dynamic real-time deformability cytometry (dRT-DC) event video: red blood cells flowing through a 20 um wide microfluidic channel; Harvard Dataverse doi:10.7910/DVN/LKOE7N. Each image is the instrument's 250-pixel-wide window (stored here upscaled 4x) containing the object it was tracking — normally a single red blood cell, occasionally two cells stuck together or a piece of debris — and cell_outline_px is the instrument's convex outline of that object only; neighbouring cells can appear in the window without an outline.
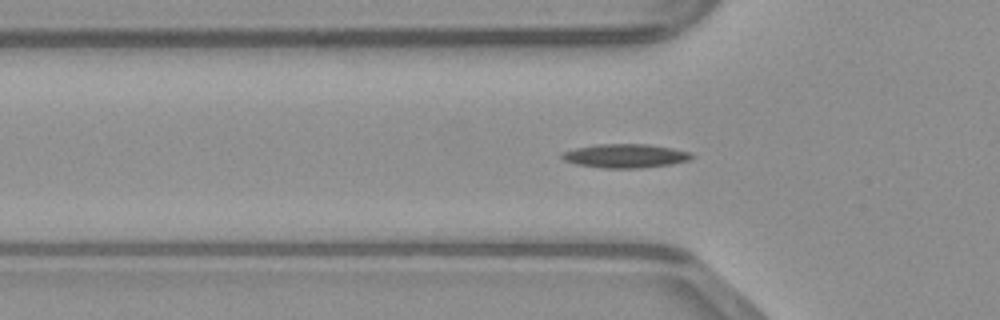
{"species": "common noctule bat (a hibernating species)", "species_latin": "Nyctalus noctula", "temperature_condition": "warm", "stored_images_in_passage": 31, "camera_frame_rate_fps": 3000, "um_per_image_px": 0.085, "animal": {"sex": "male", "body_mass_g": 23.1, "forearm_length_mm": 52.7}, "frame": {"image": 1, "passage_image": 3, "time_ms": 0.667, "image_size_px": [1000, 320], "cell_outline_px": [[696, 156], [688, 160], [672, 164], [640, 168], [604, 168], [576, 164], [564, 160], [560, 156], [560, 152], [576, 148], [600, 144], [648, 144], [672, 148], [692, 152]], "centroid_in_image_um": [53.17, 13.25], "position_along_channel_um": 72.6, "area_um2": 18.09}}
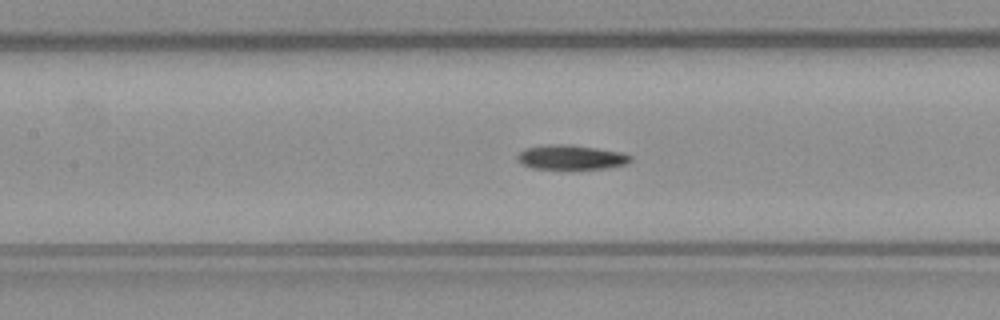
{"frame": {"image": 2, "passage_image": 9, "time_ms": 2.667, "image_size_px": [1000, 320], "cell_outline_px": [[632, 160], [624, 164], [604, 168], [532, 168], [524, 164], [516, 156], [524, 148], [548, 144], [568, 144], [596, 148], [620, 152], [632, 156]], "centroid_in_image_um": [48.53, 13.35], "position_along_channel_um": 158.9, "area_um2": 15.78}}
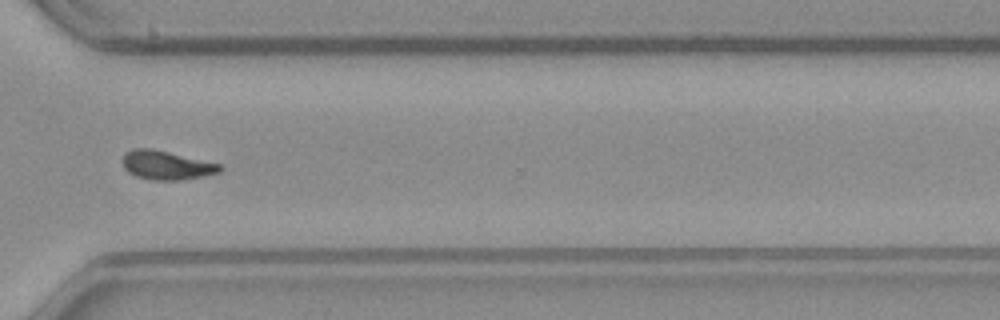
{"frame": {"image": 3, "passage_image": 23, "time_ms": 7.333, "image_size_px": [1000, 320], "cell_outline_px": [[224, 168], [220, 172], [184, 180], [152, 180], [136, 176], [128, 172], [124, 168], [120, 160], [124, 152], [132, 148], [152, 148], [220, 164]], "centroid_in_image_um": [14.09, 14.03], "position_along_channel_um": 356.5, "area_um2": 16.59}}